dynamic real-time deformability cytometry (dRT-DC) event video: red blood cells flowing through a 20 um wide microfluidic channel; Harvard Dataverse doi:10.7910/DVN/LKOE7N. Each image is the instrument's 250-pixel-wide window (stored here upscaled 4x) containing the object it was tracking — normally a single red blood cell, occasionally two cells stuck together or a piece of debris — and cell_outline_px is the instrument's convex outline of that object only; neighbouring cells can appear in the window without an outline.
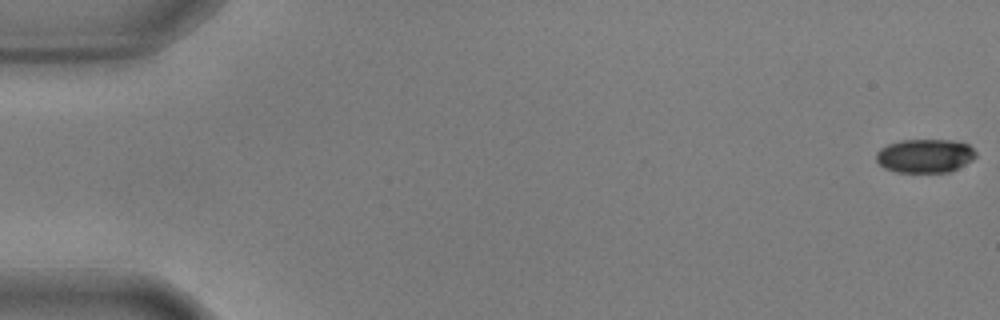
{"species": "common noctule bat (a hibernating species)", "species_latin": "Nyctalus noctula", "temperature_condition": "warm", "stored_images_in_passage": 57, "camera_frame_rate_fps": 3000, "um_per_image_px": 0.085, "animal": {"sex": "male", "body_mass_g": 17.9, "forearm_length_mm": 54.2}, "frame": {"image": 1, "passage_image": 1, "time_ms": 0.0, "image_size_px": [1000, 320], "cell_outline_px": [[976, 156], [972, 160], [952, 172], [896, 172], [884, 168], [876, 160], [876, 152], [880, 148], [888, 144], [900, 140], [956, 140], [968, 144], [976, 152]], "centroid_in_image_um": [78.63, 13.24], "position_along_channel_um": 6.4, "area_um2": 19.77}}
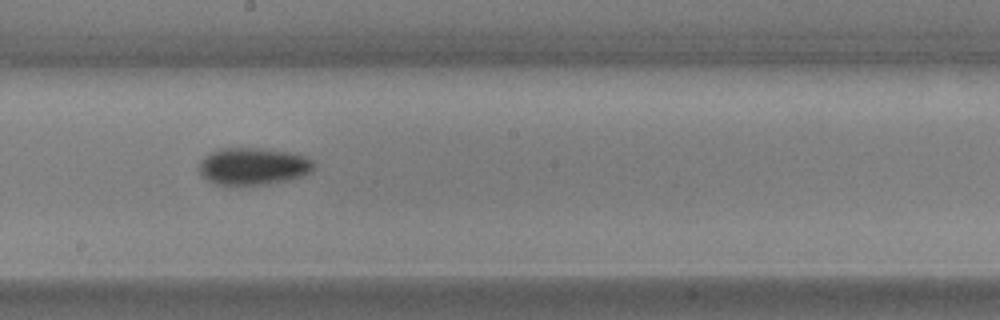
{"frame": {"image": 2, "passage_image": 32, "time_ms": 10.333, "image_size_px": [1000, 320], "cell_outline_px": [[316, 168], [312, 172], [304, 176], [292, 180], [268, 184], [240, 188], [232, 188], [216, 184], [204, 180], [200, 176], [200, 160], [204, 156], [220, 148], [264, 148], [292, 152], [308, 156], [316, 164]], "centroid_in_image_um": [21.55, 14.18], "position_along_channel_um": 226.7, "area_um2": 26.3}}
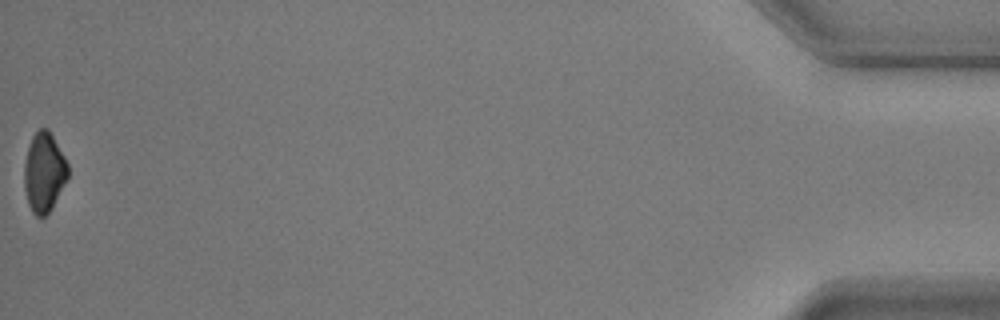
{"frame": {"image": 3, "passage_image": 57, "time_ms": 18.667, "image_size_px": [1000, 320], "cell_outline_px": [[68, 176], [52, 208], [44, 216], [36, 216], [32, 212], [28, 204], [24, 188], [24, 164], [28, 144], [32, 136], [40, 128], [48, 128], [64, 156], [68, 164]], "centroid_in_image_um": [3.73, 14.63], "position_along_channel_um": 431.5, "area_um2": 20.23}, "authors_computed_cell_mechanics": {"area_um2": 22.0218, "velocity_mm_per_s": 3.5952, "shape_relaxation_time_tau1_ms": 4.4673, "shape_relaxation_time_tau2_ms": null, "deformation_change_tau1": 0.1276, "deformation_change_tau2": null}}